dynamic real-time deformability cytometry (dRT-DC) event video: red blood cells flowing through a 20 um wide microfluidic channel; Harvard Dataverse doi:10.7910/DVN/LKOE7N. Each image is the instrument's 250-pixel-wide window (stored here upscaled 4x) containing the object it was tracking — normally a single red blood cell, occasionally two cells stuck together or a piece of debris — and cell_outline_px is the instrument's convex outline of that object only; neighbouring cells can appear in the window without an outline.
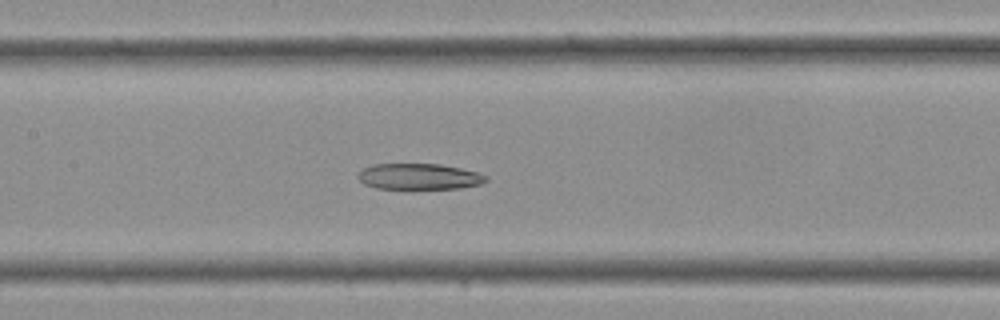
{"species": "Egyptian fruit bat (a non-hibernating species)", "species_latin": "Rousettus aegyptiacus", "temperature_condition": "cold", "stored_images_in_passage": 26, "camera_frame_rate_fps": 3000, "um_per_image_px": 0.085, "frame": {"image": 1, "passage_image": 7, "time_ms": 2.0, "image_size_px": [1000, 320], "cell_outline_px": [[488, 180], [480, 184], [460, 188], [376, 188], [364, 184], [356, 176], [364, 168], [372, 164], [440, 164], [460, 168], [476, 172], [488, 176]], "centroid_in_image_um": [35.62, 15.0], "position_along_channel_um": 171.8, "area_um2": 19.19}}
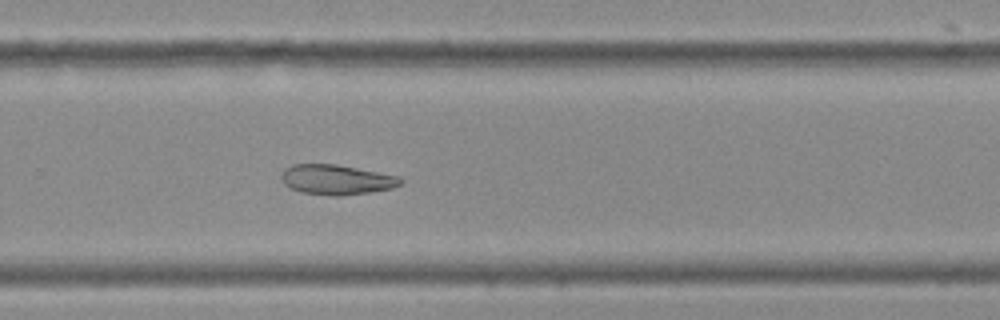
{"frame": {"image": 2, "passage_image": 14, "time_ms": 4.333, "image_size_px": [1000, 320], "cell_outline_px": [[404, 180], [400, 184], [392, 188], [372, 192], [340, 196], [332, 196], [300, 192], [284, 184], [280, 176], [284, 168], [292, 164], [336, 164], [400, 176]], "centroid_in_image_um": [28.6, 15.27], "position_along_channel_um": 301.2, "area_um2": 20.98}}
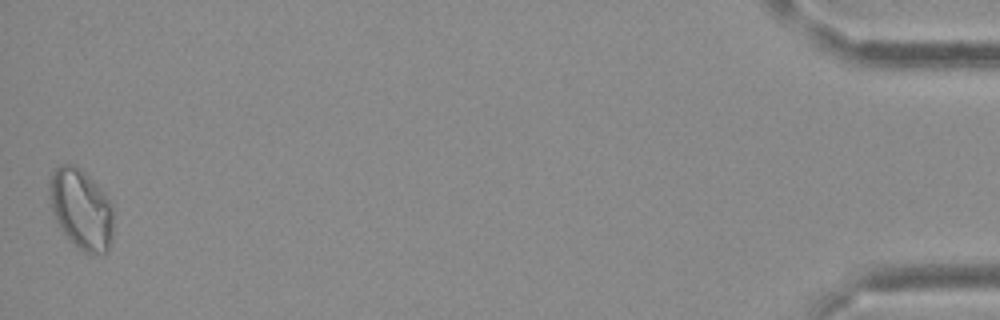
{"frame": {"image": 3, "passage_image": 26, "time_ms": 8.333, "image_size_px": [1000, 320], "cell_outline_px": [[112, 240], [108, 252], [104, 256], [84, 252], [60, 228], [52, 212], [48, 188], [48, 184], [56, 168], [64, 164], [76, 164], [104, 192], [112, 204]], "centroid_in_image_um": [6.92, 17.79], "position_along_channel_um": 428.3, "area_um2": 29.82}}